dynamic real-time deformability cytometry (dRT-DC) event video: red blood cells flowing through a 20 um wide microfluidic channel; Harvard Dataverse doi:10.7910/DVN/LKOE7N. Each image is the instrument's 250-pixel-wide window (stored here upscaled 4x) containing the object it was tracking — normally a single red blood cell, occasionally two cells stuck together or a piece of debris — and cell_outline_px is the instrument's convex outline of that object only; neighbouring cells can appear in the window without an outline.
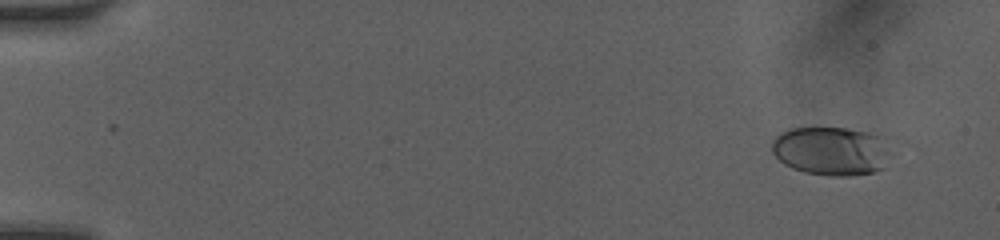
{"species": "human", "species_latin": "Homo sapiens", "temperature_condition": "room temperature", "stored_images_in_passage": 39, "camera_frame_rate_fps": 3000, "um_per_image_px": 0.085, "donor": {"sex": "female"}, "frame": {"image": 1, "passage_image": 3, "time_ms": 1.0, "image_size_px": [1000, 240], "cell_outline_px": [[884, 168], [872, 172], [848, 176], [832, 176], [804, 172], [792, 168], [784, 164], [772, 152], [772, 140], [780, 132], [792, 128], [844, 128], [868, 132], [884, 136]], "centroid_in_image_um": [70.57, 12.82], "position_along_channel_um": 14.4, "area_um2": 33.23}}
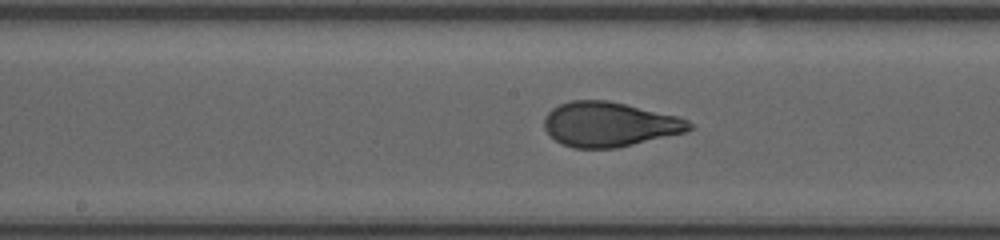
{"frame": {"image": 2, "passage_image": 22, "time_ms": 9.0, "image_size_px": [1000, 240], "cell_outline_px": [[692, 128], [684, 132], [616, 148], [572, 148], [560, 144], [544, 128], [544, 116], [552, 108], [560, 104], [572, 100], [608, 100], [676, 116], [688, 120], [692, 124]], "centroid_in_image_um": [51.75, 10.57], "position_along_channel_um": 196.5, "area_um2": 37.45}}
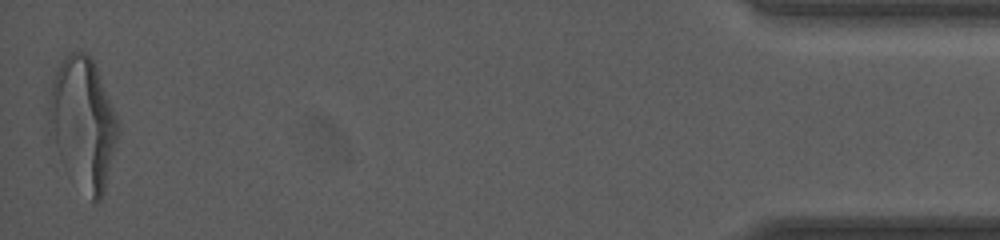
{"frame": {"image": 3, "passage_image": 39, "time_ms": 16.667, "image_size_px": [1000, 240], "cell_outline_px": [[120, 132], [104, 192], [100, 200], [92, 200], [60, 160], [48, 132], [48, 108], [52, 80], [56, 68], [68, 52], [84, 52], [92, 56], [96, 64], [116, 116], [120, 128]], "centroid_in_image_um": [7.05, 10.4], "position_along_channel_um": 428.2, "area_um2": 52.77}, "authors_computed_cell_mechanics": {"area_um2": 37.4544, "velocity_mm_per_s": 4.0979, "shape_relaxation_time_tau1_ms": 3.4805, "shape_relaxation_time_tau2_ms": 0.6606, "deformation_change_tau1": 0.1648, "deformation_change_tau2": 0.0636}}